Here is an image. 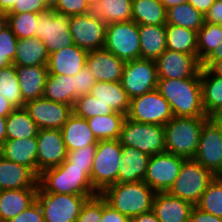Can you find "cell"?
Masks as SVG:
<instances>
[{
    "label": "cell",
    "mask_w": 222,
    "mask_h": 222,
    "mask_svg": "<svg viewBox=\"0 0 222 222\" xmlns=\"http://www.w3.org/2000/svg\"><path fill=\"white\" fill-rule=\"evenodd\" d=\"M55 194L98 195L87 168L74 167L67 159L38 176V191Z\"/></svg>",
    "instance_id": "1"
},
{
    "label": "cell",
    "mask_w": 222,
    "mask_h": 222,
    "mask_svg": "<svg viewBox=\"0 0 222 222\" xmlns=\"http://www.w3.org/2000/svg\"><path fill=\"white\" fill-rule=\"evenodd\" d=\"M157 90L170 104L174 116H206L202 105L200 77L158 78Z\"/></svg>",
    "instance_id": "2"
},
{
    "label": "cell",
    "mask_w": 222,
    "mask_h": 222,
    "mask_svg": "<svg viewBox=\"0 0 222 222\" xmlns=\"http://www.w3.org/2000/svg\"><path fill=\"white\" fill-rule=\"evenodd\" d=\"M155 191L144 181L116 183L104 189L100 195L111 208L133 218L152 211Z\"/></svg>",
    "instance_id": "3"
},
{
    "label": "cell",
    "mask_w": 222,
    "mask_h": 222,
    "mask_svg": "<svg viewBox=\"0 0 222 222\" xmlns=\"http://www.w3.org/2000/svg\"><path fill=\"white\" fill-rule=\"evenodd\" d=\"M209 118L173 116L164 125L166 152L193 159L197 153L202 127Z\"/></svg>",
    "instance_id": "4"
},
{
    "label": "cell",
    "mask_w": 222,
    "mask_h": 222,
    "mask_svg": "<svg viewBox=\"0 0 222 222\" xmlns=\"http://www.w3.org/2000/svg\"><path fill=\"white\" fill-rule=\"evenodd\" d=\"M121 154L122 145L118 139L98 140L90 172L91 183L98 194L118 183Z\"/></svg>",
    "instance_id": "5"
},
{
    "label": "cell",
    "mask_w": 222,
    "mask_h": 222,
    "mask_svg": "<svg viewBox=\"0 0 222 222\" xmlns=\"http://www.w3.org/2000/svg\"><path fill=\"white\" fill-rule=\"evenodd\" d=\"M118 140L122 146L134 147L149 156L166 152L163 125L138 123L126 117Z\"/></svg>",
    "instance_id": "6"
},
{
    "label": "cell",
    "mask_w": 222,
    "mask_h": 222,
    "mask_svg": "<svg viewBox=\"0 0 222 222\" xmlns=\"http://www.w3.org/2000/svg\"><path fill=\"white\" fill-rule=\"evenodd\" d=\"M215 177L212 171L196 160L186 159L168 193L195 206Z\"/></svg>",
    "instance_id": "7"
},
{
    "label": "cell",
    "mask_w": 222,
    "mask_h": 222,
    "mask_svg": "<svg viewBox=\"0 0 222 222\" xmlns=\"http://www.w3.org/2000/svg\"><path fill=\"white\" fill-rule=\"evenodd\" d=\"M96 195L37 192L45 222H76L86 201Z\"/></svg>",
    "instance_id": "8"
},
{
    "label": "cell",
    "mask_w": 222,
    "mask_h": 222,
    "mask_svg": "<svg viewBox=\"0 0 222 222\" xmlns=\"http://www.w3.org/2000/svg\"><path fill=\"white\" fill-rule=\"evenodd\" d=\"M104 49L125 62L139 59V25L132 20L108 24Z\"/></svg>",
    "instance_id": "9"
},
{
    "label": "cell",
    "mask_w": 222,
    "mask_h": 222,
    "mask_svg": "<svg viewBox=\"0 0 222 222\" xmlns=\"http://www.w3.org/2000/svg\"><path fill=\"white\" fill-rule=\"evenodd\" d=\"M173 113L168 101L155 89L130 100L127 118L138 123L165 125Z\"/></svg>",
    "instance_id": "10"
},
{
    "label": "cell",
    "mask_w": 222,
    "mask_h": 222,
    "mask_svg": "<svg viewBox=\"0 0 222 222\" xmlns=\"http://www.w3.org/2000/svg\"><path fill=\"white\" fill-rule=\"evenodd\" d=\"M222 177V122L210 117L203 125L198 149L193 158Z\"/></svg>",
    "instance_id": "11"
},
{
    "label": "cell",
    "mask_w": 222,
    "mask_h": 222,
    "mask_svg": "<svg viewBox=\"0 0 222 222\" xmlns=\"http://www.w3.org/2000/svg\"><path fill=\"white\" fill-rule=\"evenodd\" d=\"M121 83L130 100L157 89L158 74L155 60L139 58L127 61Z\"/></svg>",
    "instance_id": "12"
},
{
    "label": "cell",
    "mask_w": 222,
    "mask_h": 222,
    "mask_svg": "<svg viewBox=\"0 0 222 222\" xmlns=\"http://www.w3.org/2000/svg\"><path fill=\"white\" fill-rule=\"evenodd\" d=\"M107 25L92 11L82 15L70 16L69 30L73 44L86 51L103 49Z\"/></svg>",
    "instance_id": "13"
},
{
    "label": "cell",
    "mask_w": 222,
    "mask_h": 222,
    "mask_svg": "<svg viewBox=\"0 0 222 222\" xmlns=\"http://www.w3.org/2000/svg\"><path fill=\"white\" fill-rule=\"evenodd\" d=\"M185 160L169 152L150 156L144 182L156 193L168 192Z\"/></svg>",
    "instance_id": "14"
},
{
    "label": "cell",
    "mask_w": 222,
    "mask_h": 222,
    "mask_svg": "<svg viewBox=\"0 0 222 222\" xmlns=\"http://www.w3.org/2000/svg\"><path fill=\"white\" fill-rule=\"evenodd\" d=\"M38 23L37 37L43 41L49 54L73 45L68 16L49 10L39 15Z\"/></svg>",
    "instance_id": "15"
},
{
    "label": "cell",
    "mask_w": 222,
    "mask_h": 222,
    "mask_svg": "<svg viewBox=\"0 0 222 222\" xmlns=\"http://www.w3.org/2000/svg\"><path fill=\"white\" fill-rule=\"evenodd\" d=\"M158 78L184 79L200 77L202 62L198 55L166 49L156 60Z\"/></svg>",
    "instance_id": "16"
},
{
    "label": "cell",
    "mask_w": 222,
    "mask_h": 222,
    "mask_svg": "<svg viewBox=\"0 0 222 222\" xmlns=\"http://www.w3.org/2000/svg\"><path fill=\"white\" fill-rule=\"evenodd\" d=\"M24 108L39 129H61L73 114L72 105L43 97L25 102Z\"/></svg>",
    "instance_id": "17"
},
{
    "label": "cell",
    "mask_w": 222,
    "mask_h": 222,
    "mask_svg": "<svg viewBox=\"0 0 222 222\" xmlns=\"http://www.w3.org/2000/svg\"><path fill=\"white\" fill-rule=\"evenodd\" d=\"M37 138V176L67 159V150L60 129H39Z\"/></svg>",
    "instance_id": "18"
},
{
    "label": "cell",
    "mask_w": 222,
    "mask_h": 222,
    "mask_svg": "<svg viewBox=\"0 0 222 222\" xmlns=\"http://www.w3.org/2000/svg\"><path fill=\"white\" fill-rule=\"evenodd\" d=\"M125 63L104 48L88 51L86 58V67L100 82L121 81Z\"/></svg>",
    "instance_id": "19"
},
{
    "label": "cell",
    "mask_w": 222,
    "mask_h": 222,
    "mask_svg": "<svg viewBox=\"0 0 222 222\" xmlns=\"http://www.w3.org/2000/svg\"><path fill=\"white\" fill-rule=\"evenodd\" d=\"M194 205L168 192L155 193L152 211L160 222H189Z\"/></svg>",
    "instance_id": "20"
},
{
    "label": "cell",
    "mask_w": 222,
    "mask_h": 222,
    "mask_svg": "<svg viewBox=\"0 0 222 222\" xmlns=\"http://www.w3.org/2000/svg\"><path fill=\"white\" fill-rule=\"evenodd\" d=\"M88 51L76 44L49 54L47 69L49 74L74 76L86 66Z\"/></svg>",
    "instance_id": "21"
},
{
    "label": "cell",
    "mask_w": 222,
    "mask_h": 222,
    "mask_svg": "<svg viewBox=\"0 0 222 222\" xmlns=\"http://www.w3.org/2000/svg\"><path fill=\"white\" fill-rule=\"evenodd\" d=\"M38 188V176L28 167L0 157V191Z\"/></svg>",
    "instance_id": "22"
},
{
    "label": "cell",
    "mask_w": 222,
    "mask_h": 222,
    "mask_svg": "<svg viewBox=\"0 0 222 222\" xmlns=\"http://www.w3.org/2000/svg\"><path fill=\"white\" fill-rule=\"evenodd\" d=\"M150 156L134 147L122 146L118 183L144 181Z\"/></svg>",
    "instance_id": "23"
},
{
    "label": "cell",
    "mask_w": 222,
    "mask_h": 222,
    "mask_svg": "<svg viewBox=\"0 0 222 222\" xmlns=\"http://www.w3.org/2000/svg\"><path fill=\"white\" fill-rule=\"evenodd\" d=\"M38 188L0 191V222H8L36 201Z\"/></svg>",
    "instance_id": "24"
},
{
    "label": "cell",
    "mask_w": 222,
    "mask_h": 222,
    "mask_svg": "<svg viewBox=\"0 0 222 222\" xmlns=\"http://www.w3.org/2000/svg\"><path fill=\"white\" fill-rule=\"evenodd\" d=\"M2 156L30 168L37 175V138L6 139L2 144Z\"/></svg>",
    "instance_id": "25"
},
{
    "label": "cell",
    "mask_w": 222,
    "mask_h": 222,
    "mask_svg": "<svg viewBox=\"0 0 222 222\" xmlns=\"http://www.w3.org/2000/svg\"><path fill=\"white\" fill-rule=\"evenodd\" d=\"M16 72L23 100L42 98L49 74L47 66H16Z\"/></svg>",
    "instance_id": "26"
},
{
    "label": "cell",
    "mask_w": 222,
    "mask_h": 222,
    "mask_svg": "<svg viewBox=\"0 0 222 222\" xmlns=\"http://www.w3.org/2000/svg\"><path fill=\"white\" fill-rule=\"evenodd\" d=\"M60 130L67 152L98 143L97 138L89 128L87 119L78 117L74 113Z\"/></svg>",
    "instance_id": "27"
},
{
    "label": "cell",
    "mask_w": 222,
    "mask_h": 222,
    "mask_svg": "<svg viewBox=\"0 0 222 222\" xmlns=\"http://www.w3.org/2000/svg\"><path fill=\"white\" fill-rule=\"evenodd\" d=\"M200 83L203 109L206 116L213 117L222 108V77L202 67Z\"/></svg>",
    "instance_id": "28"
},
{
    "label": "cell",
    "mask_w": 222,
    "mask_h": 222,
    "mask_svg": "<svg viewBox=\"0 0 222 222\" xmlns=\"http://www.w3.org/2000/svg\"><path fill=\"white\" fill-rule=\"evenodd\" d=\"M89 94L98 98V100L102 103L109 105L115 112H119L127 116L130 108V99L123 88L121 81H96Z\"/></svg>",
    "instance_id": "29"
},
{
    "label": "cell",
    "mask_w": 222,
    "mask_h": 222,
    "mask_svg": "<svg viewBox=\"0 0 222 222\" xmlns=\"http://www.w3.org/2000/svg\"><path fill=\"white\" fill-rule=\"evenodd\" d=\"M140 58L156 60L166 49V25H139Z\"/></svg>",
    "instance_id": "30"
},
{
    "label": "cell",
    "mask_w": 222,
    "mask_h": 222,
    "mask_svg": "<svg viewBox=\"0 0 222 222\" xmlns=\"http://www.w3.org/2000/svg\"><path fill=\"white\" fill-rule=\"evenodd\" d=\"M49 53L37 36L18 39L15 66H47Z\"/></svg>",
    "instance_id": "31"
},
{
    "label": "cell",
    "mask_w": 222,
    "mask_h": 222,
    "mask_svg": "<svg viewBox=\"0 0 222 222\" xmlns=\"http://www.w3.org/2000/svg\"><path fill=\"white\" fill-rule=\"evenodd\" d=\"M42 97L73 106L76 101L75 76L48 74Z\"/></svg>",
    "instance_id": "32"
},
{
    "label": "cell",
    "mask_w": 222,
    "mask_h": 222,
    "mask_svg": "<svg viewBox=\"0 0 222 222\" xmlns=\"http://www.w3.org/2000/svg\"><path fill=\"white\" fill-rule=\"evenodd\" d=\"M166 16L160 0H132V21L138 25H166Z\"/></svg>",
    "instance_id": "33"
},
{
    "label": "cell",
    "mask_w": 222,
    "mask_h": 222,
    "mask_svg": "<svg viewBox=\"0 0 222 222\" xmlns=\"http://www.w3.org/2000/svg\"><path fill=\"white\" fill-rule=\"evenodd\" d=\"M166 46L171 51L198 55V32L180 26L166 25Z\"/></svg>",
    "instance_id": "34"
},
{
    "label": "cell",
    "mask_w": 222,
    "mask_h": 222,
    "mask_svg": "<svg viewBox=\"0 0 222 222\" xmlns=\"http://www.w3.org/2000/svg\"><path fill=\"white\" fill-rule=\"evenodd\" d=\"M38 126L25 108H15L6 117V139H23L36 137Z\"/></svg>",
    "instance_id": "35"
},
{
    "label": "cell",
    "mask_w": 222,
    "mask_h": 222,
    "mask_svg": "<svg viewBox=\"0 0 222 222\" xmlns=\"http://www.w3.org/2000/svg\"><path fill=\"white\" fill-rule=\"evenodd\" d=\"M126 115L115 112L109 115H97L87 119L89 128L97 140H116Z\"/></svg>",
    "instance_id": "36"
},
{
    "label": "cell",
    "mask_w": 222,
    "mask_h": 222,
    "mask_svg": "<svg viewBox=\"0 0 222 222\" xmlns=\"http://www.w3.org/2000/svg\"><path fill=\"white\" fill-rule=\"evenodd\" d=\"M92 12L107 24L132 20V0H99Z\"/></svg>",
    "instance_id": "37"
},
{
    "label": "cell",
    "mask_w": 222,
    "mask_h": 222,
    "mask_svg": "<svg viewBox=\"0 0 222 222\" xmlns=\"http://www.w3.org/2000/svg\"><path fill=\"white\" fill-rule=\"evenodd\" d=\"M204 22L205 16L188 2L167 10L166 25L180 26L198 32Z\"/></svg>",
    "instance_id": "38"
},
{
    "label": "cell",
    "mask_w": 222,
    "mask_h": 222,
    "mask_svg": "<svg viewBox=\"0 0 222 222\" xmlns=\"http://www.w3.org/2000/svg\"><path fill=\"white\" fill-rule=\"evenodd\" d=\"M0 94L15 108L24 107L25 101L21 94L16 66L14 64L0 69Z\"/></svg>",
    "instance_id": "39"
},
{
    "label": "cell",
    "mask_w": 222,
    "mask_h": 222,
    "mask_svg": "<svg viewBox=\"0 0 222 222\" xmlns=\"http://www.w3.org/2000/svg\"><path fill=\"white\" fill-rule=\"evenodd\" d=\"M222 43V25L204 22L198 31V59L203 62Z\"/></svg>",
    "instance_id": "40"
},
{
    "label": "cell",
    "mask_w": 222,
    "mask_h": 222,
    "mask_svg": "<svg viewBox=\"0 0 222 222\" xmlns=\"http://www.w3.org/2000/svg\"><path fill=\"white\" fill-rule=\"evenodd\" d=\"M37 13H7L8 26L17 39H25L37 36L38 17Z\"/></svg>",
    "instance_id": "41"
},
{
    "label": "cell",
    "mask_w": 222,
    "mask_h": 222,
    "mask_svg": "<svg viewBox=\"0 0 222 222\" xmlns=\"http://www.w3.org/2000/svg\"><path fill=\"white\" fill-rule=\"evenodd\" d=\"M195 206L206 213L222 218V177H215Z\"/></svg>",
    "instance_id": "42"
},
{
    "label": "cell",
    "mask_w": 222,
    "mask_h": 222,
    "mask_svg": "<svg viewBox=\"0 0 222 222\" xmlns=\"http://www.w3.org/2000/svg\"><path fill=\"white\" fill-rule=\"evenodd\" d=\"M73 113L81 118L89 119L97 115L115 113L114 109L95 98L91 94L80 96L73 105Z\"/></svg>",
    "instance_id": "43"
},
{
    "label": "cell",
    "mask_w": 222,
    "mask_h": 222,
    "mask_svg": "<svg viewBox=\"0 0 222 222\" xmlns=\"http://www.w3.org/2000/svg\"><path fill=\"white\" fill-rule=\"evenodd\" d=\"M17 41V37L9 26L0 33V69L13 64L17 50Z\"/></svg>",
    "instance_id": "44"
},
{
    "label": "cell",
    "mask_w": 222,
    "mask_h": 222,
    "mask_svg": "<svg viewBox=\"0 0 222 222\" xmlns=\"http://www.w3.org/2000/svg\"><path fill=\"white\" fill-rule=\"evenodd\" d=\"M51 10L65 16L82 15L92 11L86 0H55Z\"/></svg>",
    "instance_id": "45"
},
{
    "label": "cell",
    "mask_w": 222,
    "mask_h": 222,
    "mask_svg": "<svg viewBox=\"0 0 222 222\" xmlns=\"http://www.w3.org/2000/svg\"><path fill=\"white\" fill-rule=\"evenodd\" d=\"M97 144H90L67 152V160L78 168H87L91 172Z\"/></svg>",
    "instance_id": "46"
},
{
    "label": "cell",
    "mask_w": 222,
    "mask_h": 222,
    "mask_svg": "<svg viewBox=\"0 0 222 222\" xmlns=\"http://www.w3.org/2000/svg\"><path fill=\"white\" fill-rule=\"evenodd\" d=\"M101 219L102 197L98 194L86 201L76 222H102Z\"/></svg>",
    "instance_id": "47"
},
{
    "label": "cell",
    "mask_w": 222,
    "mask_h": 222,
    "mask_svg": "<svg viewBox=\"0 0 222 222\" xmlns=\"http://www.w3.org/2000/svg\"><path fill=\"white\" fill-rule=\"evenodd\" d=\"M51 10L46 0H17L9 13H37L41 14Z\"/></svg>",
    "instance_id": "48"
},
{
    "label": "cell",
    "mask_w": 222,
    "mask_h": 222,
    "mask_svg": "<svg viewBox=\"0 0 222 222\" xmlns=\"http://www.w3.org/2000/svg\"><path fill=\"white\" fill-rule=\"evenodd\" d=\"M75 76L76 99L90 93L96 83L93 73L85 66Z\"/></svg>",
    "instance_id": "49"
},
{
    "label": "cell",
    "mask_w": 222,
    "mask_h": 222,
    "mask_svg": "<svg viewBox=\"0 0 222 222\" xmlns=\"http://www.w3.org/2000/svg\"><path fill=\"white\" fill-rule=\"evenodd\" d=\"M8 222H45L40 204L36 200L19 215L10 219Z\"/></svg>",
    "instance_id": "50"
},
{
    "label": "cell",
    "mask_w": 222,
    "mask_h": 222,
    "mask_svg": "<svg viewBox=\"0 0 222 222\" xmlns=\"http://www.w3.org/2000/svg\"><path fill=\"white\" fill-rule=\"evenodd\" d=\"M102 222H131V218L121 214L119 211L114 210L102 198Z\"/></svg>",
    "instance_id": "51"
},
{
    "label": "cell",
    "mask_w": 222,
    "mask_h": 222,
    "mask_svg": "<svg viewBox=\"0 0 222 222\" xmlns=\"http://www.w3.org/2000/svg\"><path fill=\"white\" fill-rule=\"evenodd\" d=\"M204 16L205 22L222 25V0H216Z\"/></svg>",
    "instance_id": "52"
},
{
    "label": "cell",
    "mask_w": 222,
    "mask_h": 222,
    "mask_svg": "<svg viewBox=\"0 0 222 222\" xmlns=\"http://www.w3.org/2000/svg\"><path fill=\"white\" fill-rule=\"evenodd\" d=\"M189 222H222V218L206 213L194 206L191 211Z\"/></svg>",
    "instance_id": "53"
},
{
    "label": "cell",
    "mask_w": 222,
    "mask_h": 222,
    "mask_svg": "<svg viewBox=\"0 0 222 222\" xmlns=\"http://www.w3.org/2000/svg\"><path fill=\"white\" fill-rule=\"evenodd\" d=\"M216 0H188L196 10L205 15Z\"/></svg>",
    "instance_id": "54"
},
{
    "label": "cell",
    "mask_w": 222,
    "mask_h": 222,
    "mask_svg": "<svg viewBox=\"0 0 222 222\" xmlns=\"http://www.w3.org/2000/svg\"><path fill=\"white\" fill-rule=\"evenodd\" d=\"M220 59H222V43L202 62V67L209 68Z\"/></svg>",
    "instance_id": "55"
},
{
    "label": "cell",
    "mask_w": 222,
    "mask_h": 222,
    "mask_svg": "<svg viewBox=\"0 0 222 222\" xmlns=\"http://www.w3.org/2000/svg\"><path fill=\"white\" fill-rule=\"evenodd\" d=\"M15 107L0 94V117H7Z\"/></svg>",
    "instance_id": "56"
},
{
    "label": "cell",
    "mask_w": 222,
    "mask_h": 222,
    "mask_svg": "<svg viewBox=\"0 0 222 222\" xmlns=\"http://www.w3.org/2000/svg\"><path fill=\"white\" fill-rule=\"evenodd\" d=\"M131 222H160L153 211L131 218Z\"/></svg>",
    "instance_id": "57"
},
{
    "label": "cell",
    "mask_w": 222,
    "mask_h": 222,
    "mask_svg": "<svg viewBox=\"0 0 222 222\" xmlns=\"http://www.w3.org/2000/svg\"><path fill=\"white\" fill-rule=\"evenodd\" d=\"M17 0H0V12L9 13Z\"/></svg>",
    "instance_id": "58"
},
{
    "label": "cell",
    "mask_w": 222,
    "mask_h": 222,
    "mask_svg": "<svg viewBox=\"0 0 222 222\" xmlns=\"http://www.w3.org/2000/svg\"><path fill=\"white\" fill-rule=\"evenodd\" d=\"M160 1L166 10H168L171 7L188 2V0H160Z\"/></svg>",
    "instance_id": "59"
},
{
    "label": "cell",
    "mask_w": 222,
    "mask_h": 222,
    "mask_svg": "<svg viewBox=\"0 0 222 222\" xmlns=\"http://www.w3.org/2000/svg\"><path fill=\"white\" fill-rule=\"evenodd\" d=\"M6 140V117H0V143Z\"/></svg>",
    "instance_id": "60"
},
{
    "label": "cell",
    "mask_w": 222,
    "mask_h": 222,
    "mask_svg": "<svg viewBox=\"0 0 222 222\" xmlns=\"http://www.w3.org/2000/svg\"><path fill=\"white\" fill-rule=\"evenodd\" d=\"M209 69L216 75L222 77V59L215 61Z\"/></svg>",
    "instance_id": "61"
},
{
    "label": "cell",
    "mask_w": 222,
    "mask_h": 222,
    "mask_svg": "<svg viewBox=\"0 0 222 222\" xmlns=\"http://www.w3.org/2000/svg\"><path fill=\"white\" fill-rule=\"evenodd\" d=\"M8 26L7 14L0 12V33Z\"/></svg>",
    "instance_id": "62"
},
{
    "label": "cell",
    "mask_w": 222,
    "mask_h": 222,
    "mask_svg": "<svg viewBox=\"0 0 222 222\" xmlns=\"http://www.w3.org/2000/svg\"><path fill=\"white\" fill-rule=\"evenodd\" d=\"M212 118L222 122V108Z\"/></svg>",
    "instance_id": "63"
},
{
    "label": "cell",
    "mask_w": 222,
    "mask_h": 222,
    "mask_svg": "<svg viewBox=\"0 0 222 222\" xmlns=\"http://www.w3.org/2000/svg\"><path fill=\"white\" fill-rule=\"evenodd\" d=\"M88 5L93 9L99 0H86Z\"/></svg>",
    "instance_id": "64"
},
{
    "label": "cell",
    "mask_w": 222,
    "mask_h": 222,
    "mask_svg": "<svg viewBox=\"0 0 222 222\" xmlns=\"http://www.w3.org/2000/svg\"><path fill=\"white\" fill-rule=\"evenodd\" d=\"M47 1V3L50 5V6H52L53 4H54V2H55V0H46Z\"/></svg>",
    "instance_id": "65"
},
{
    "label": "cell",
    "mask_w": 222,
    "mask_h": 222,
    "mask_svg": "<svg viewBox=\"0 0 222 222\" xmlns=\"http://www.w3.org/2000/svg\"><path fill=\"white\" fill-rule=\"evenodd\" d=\"M2 156V144L0 143V157Z\"/></svg>",
    "instance_id": "66"
}]
</instances>
